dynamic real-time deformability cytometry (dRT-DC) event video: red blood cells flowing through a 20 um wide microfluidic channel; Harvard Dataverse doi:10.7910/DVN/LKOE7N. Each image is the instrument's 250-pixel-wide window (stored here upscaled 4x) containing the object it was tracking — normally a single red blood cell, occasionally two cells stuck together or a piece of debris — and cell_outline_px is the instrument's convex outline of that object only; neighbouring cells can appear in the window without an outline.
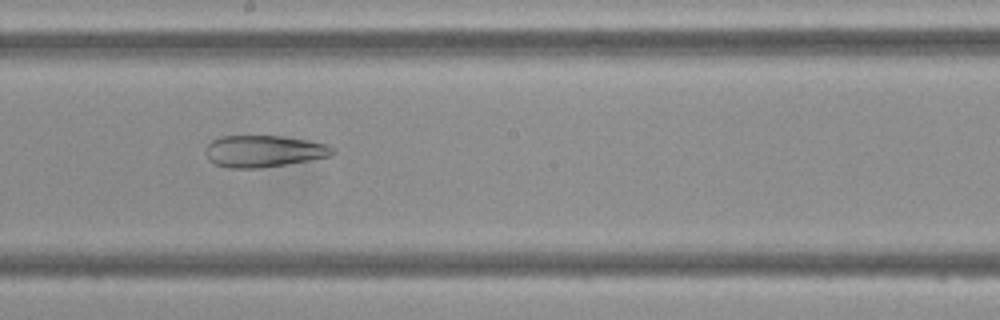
{"species": "Egyptian fruit bat (a non-hibernating species)", "species_latin": "Rousettus aegyptiacus", "temperature_condition": "cold", "stored_images_in_passage": 36, "camera_frame_rate_fps": 3000, "um_per_image_px": 0.085, "frame": {"image": 1, "passage_image": 21, "time_ms": 6.667, "image_size_px": [1000, 320], "cell_outline_px": [[336, 152], [332, 156], [260, 168], [228, 168], [216, 164], [208, 160], [204, 152], [204, 148], [212, 140], [220, 136], [280, 136], [308, 140], [328, 144], [336, 148]], "centroid_in_image_um": [22.42, 12.84], "position_along_channel_um": 225.8, "area_um2": 23.7}}
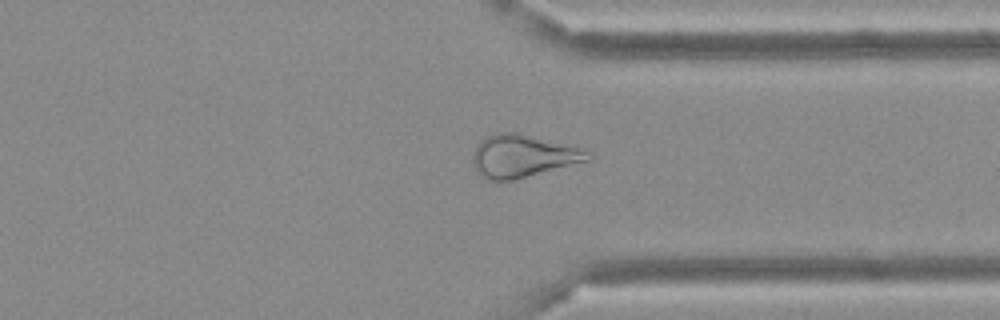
{"frame": {"image": 2, "passage_image": 31, "time_ms": 10.0, "image_size_px": [1000, 320], "cell_outline_px": [[592, 160], [512, 180], [488, 180], [480, 176], [472, 160], [472, 156], [476, 144], [480, 140], [496, 132], [520, 132], [588, 148], [592, 152]], "centroid_in_image_um": [44.52, 13.23], "position_along_channel_um": 366.9, "area_um2": 29.3}}